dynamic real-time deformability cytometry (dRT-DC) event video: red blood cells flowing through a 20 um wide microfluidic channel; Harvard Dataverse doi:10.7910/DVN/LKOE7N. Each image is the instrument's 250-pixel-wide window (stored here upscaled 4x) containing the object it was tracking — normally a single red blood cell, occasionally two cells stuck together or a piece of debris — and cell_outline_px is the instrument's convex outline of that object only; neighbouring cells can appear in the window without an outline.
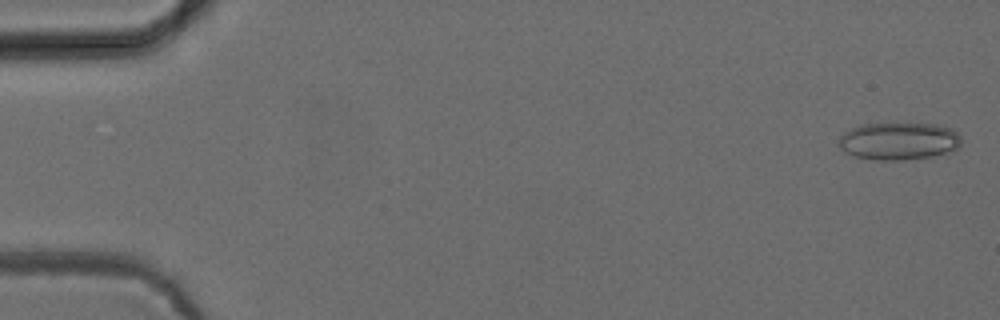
{"species": "common noctule bat (a hibernating species)", "species_latin": "Nyctalus noctula", "temperature_condition": "cold", "stored_images_in_passage": 53, "camera_frame_rate_fps": 3000, "um_per_image_px": 0.085, "animal": {"sex": "female", "body_mass_g": 24.6, "forearm_length_mm": 56.2}, "frame": {"image": 1, "passage_image": 2, "time_ms": 0.333, "image_size_px": [1000, 320], "cell_outline_px": [[960, 148], [932, 156], [904, 160], [876, 160], [856, 156], [844, 152], [836, 144], [836, 140], [844, 132], [860, 124], [944, 124], [952, 128], [960, 136]], "centroid_in_image_um": [76.38, 11.99], "position_along_channel_um": 8.6, "area_um2": 26.99}}
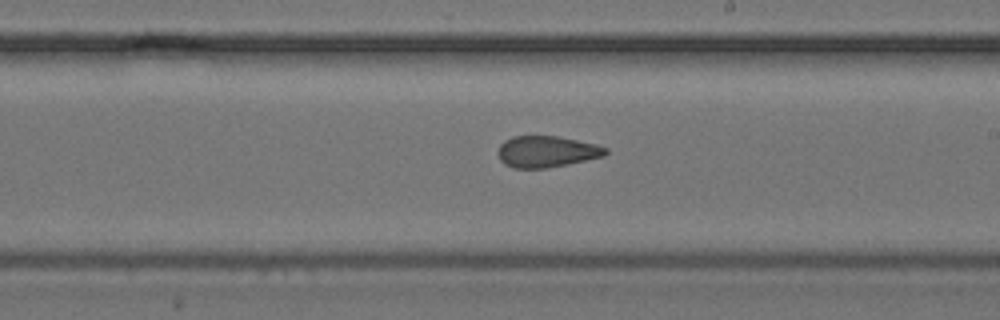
{"frame": {"image": 2, "passage_image": 31, "time_ms": 10.0, "image_size_px": [1000, 320], "cell_outline_px": [[608, 152], [604, 156], [568, 164], [544, 168], [512, 168], [504, 164], [500, 160], [496, 152], [500, 144], [504, 140], [512, 136], [556, 136], [596, 144], [608, 148]], "centroid_in_image_um": [46.42, 12.89], "position_along_channel_um": 242.6, "area_um2": 19.77}}
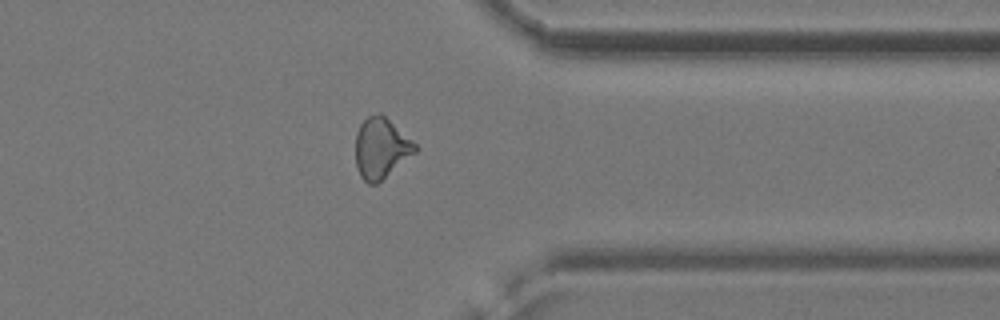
{"frame": {"image": 3, "passage_image": 42, "time_ms": 13.667, "image_size_px": [1000, 320], "cell_outline_px": [[420, 148], [416, 152], [376, 184], [368, 184], [360, 176], [356, 164], [356, 132], [360, 124], [368, 116], [380, 112], [412, 140]], "centroid_in_image_um": [32.38, 12.59], "position_along_channel_um": 379.0, "area_um2": 20.87}, "authors_computed_cell_mechanics": {"area_um2": 21.1548, "velocity_mm_per_s": 3.9009, "shape_relaxation_time_tau1_ms": null, "shape_relaxation_time_tau2_ms": 1.9618, "deformation_change_tau1": null, "deformation_change_tau2": 0.0813}}